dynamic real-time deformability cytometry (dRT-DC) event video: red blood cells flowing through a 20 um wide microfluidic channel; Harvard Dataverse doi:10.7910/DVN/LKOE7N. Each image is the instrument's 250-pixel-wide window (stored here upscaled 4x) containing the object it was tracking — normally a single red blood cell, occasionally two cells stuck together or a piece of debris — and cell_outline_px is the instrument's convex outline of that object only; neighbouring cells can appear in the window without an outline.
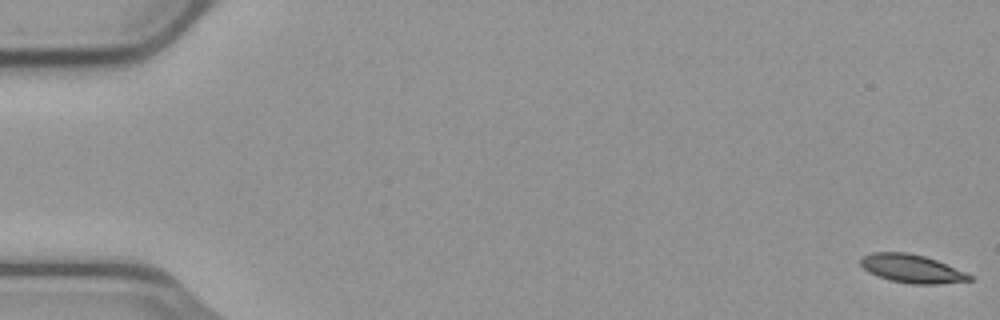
{"species": "common noctule bat (a hibernating species)", "species_latin": "Nyctalus noctula", "temperature_condition": "cold", "stored_images_in_passage": 56, "camera_frame_rate_fps": 3000, "um_per_image_px": 0.085, "animal": {"sex": "male", "body_mass_g": 23.1, "forearm_length_mm": 52.7}, "frame": {"image": 1, "passage_image": 1, "time_ms": 0.0, "image_size_px": [1000, 320], "cell_outline_px": [[972, 280], [940, 284], [912, 284], [888, 280], [868, 272], [860, 264], [860, 256], [872, 252], [908, 252], [924, 256], [936, 260], [964, 272], [972, 276]], "centroid_in_image_um": [77.45, 22.83], "position_along_channel_um": 7.6, "area_um2": 17.98}}
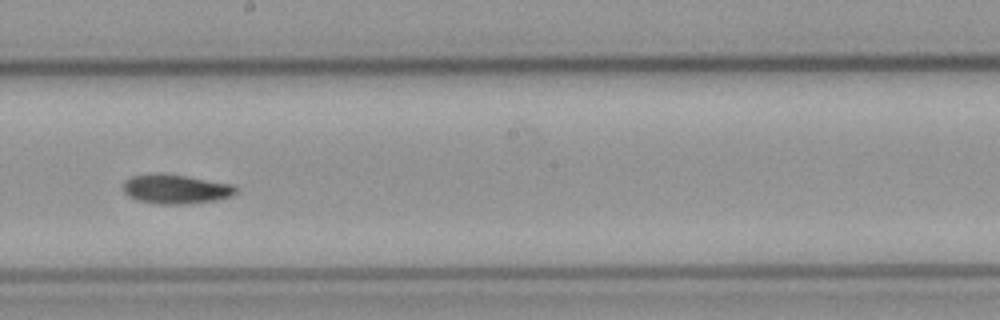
{"frame": {"image": 2, "passage_image": 32, "time_ms": 10.333, "image_size_px": [1000, 320], "cell_outline_px": [[236, 192], [232, 196], [216, 200], [188, 204], [156, 204], [136, 200], [128, 196], [124, 192], [124, 180], [132, 176], [156, 172], [160, 172], [232, 184], [236, 188]], "centroid_in_image_um": [14.9, 16.07], "position_along_channel_um": 233.3, "area_um2": 19.36}}
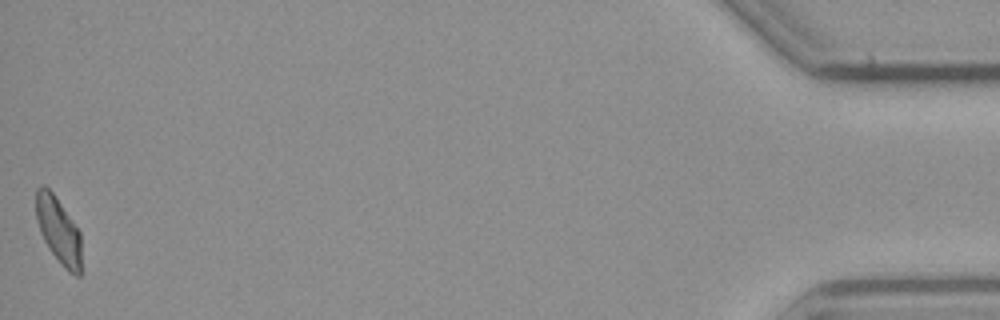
{"frame": {"image": 3, "passage_image": 56, "time_ms": 18.333, "image_size_px": [1000, 320], "cell_outline_px": [[84, 272], [80, 276], [76, 276], [68, 272], [60, 264], [48, 248], [40, 232], [36, 216], [36, 188], [44, 184], [52, 192], [72, 220], [80, 232]], "centroid_in_image_um": [5.02, 19.68], "position_along_channel_um": 430.2, "area_um2": 18.03}, "authors_computed_cell_mechanics": {"area_um2": 18.6405, "velocity_mm_per_s": 3.7127, "shape_relaxation_time_tau1_ms": 4.56, "shape_relaxation_time_tau2_ms": null, "deformation_change_tau1": 0.1322, "deformation_change_tau2": null}}